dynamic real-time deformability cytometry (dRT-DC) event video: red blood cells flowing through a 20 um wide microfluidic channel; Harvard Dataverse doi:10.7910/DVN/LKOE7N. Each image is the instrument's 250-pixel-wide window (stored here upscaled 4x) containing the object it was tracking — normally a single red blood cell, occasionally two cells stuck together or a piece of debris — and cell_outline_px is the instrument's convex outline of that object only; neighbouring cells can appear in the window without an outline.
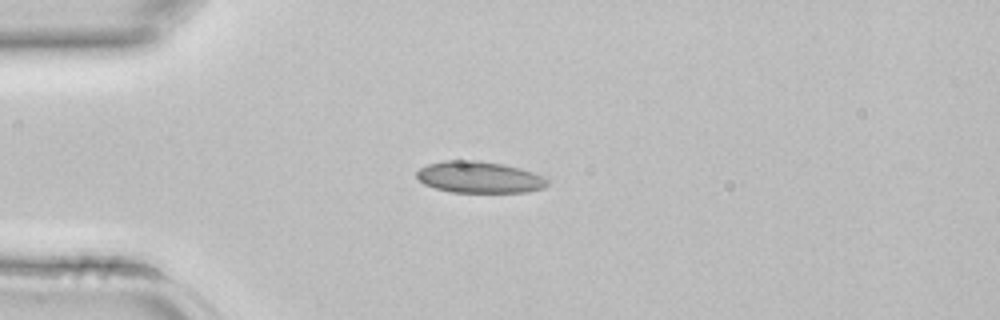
{"species": "common noctule bat (a hibernating species)", "species_latin": "Nyctalus noctula", "temperature_condition": "room temperature", "stored_images_in_passage": 2, "camera_frame_rate_fps": 3000, "um_per_image_px": 0.085, "animal": {"sex": "female", "body_mass_g": 22.7, "forearm_length_mm": 54.2}, "frame": {"image": 1, "passage_image": 2, "time_ms": 0.333, "image_size_px": [1000, 320], "cell_outline_px": [[548, 184], [544, 188], [524, 192], [452, 192], [436, 188], [424, 184], [416, 176], [416, 172], [420, 168], [428, 164], [444, 160], [476, 160], [504, 164], [520, 168], [544, 176], [548, 180]], "centroid_in_image_um": [40.74, 15.05], "position_along_channel_um": 44.3, "area_um2": 24.04}}